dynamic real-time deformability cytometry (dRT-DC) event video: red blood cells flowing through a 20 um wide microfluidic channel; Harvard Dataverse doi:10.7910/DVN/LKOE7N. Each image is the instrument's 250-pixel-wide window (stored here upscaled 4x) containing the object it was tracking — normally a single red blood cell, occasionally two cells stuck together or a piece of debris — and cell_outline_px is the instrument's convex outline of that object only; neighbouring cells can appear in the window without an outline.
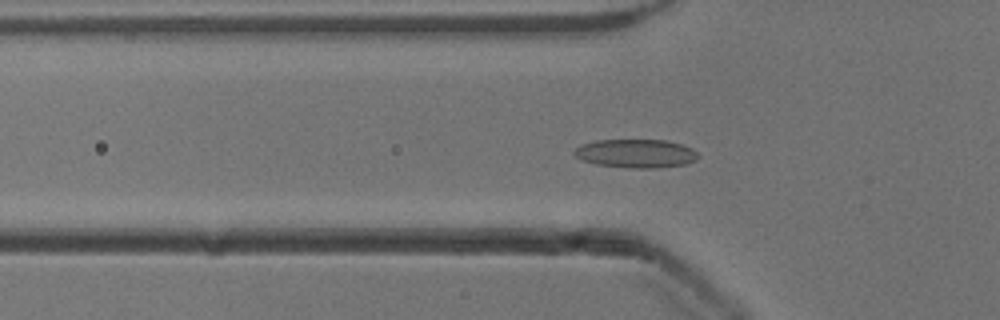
{"species": "common noctule bat (a hibernating species)", "species_latin": "Nyctalus noctula", "temperature_condition": "cold", "stored_images_in_passage": 38, "camera_frame_rate_fps": 3000, "um_per_image_px": 0.085, "animal": {"sex": "male", "body_mass_g": 13.3}, "frame": {"image": 1, "passage_image": 3, "time_ms": 0.667, "image_size_px": [1000, 320], "cell_outline_px": [[700, 156], [696, 160], [684, 164], [656, 168], [632, 168], [596, 164], [580, 160], [572, 152], [580, 144], [596, 140], [664, 140], [680, 144], [692, 148]], "centroid_in_image_um": [54.02, 13.04], "position_along_channel_um": 71.8, "area_um2": 20.63}}
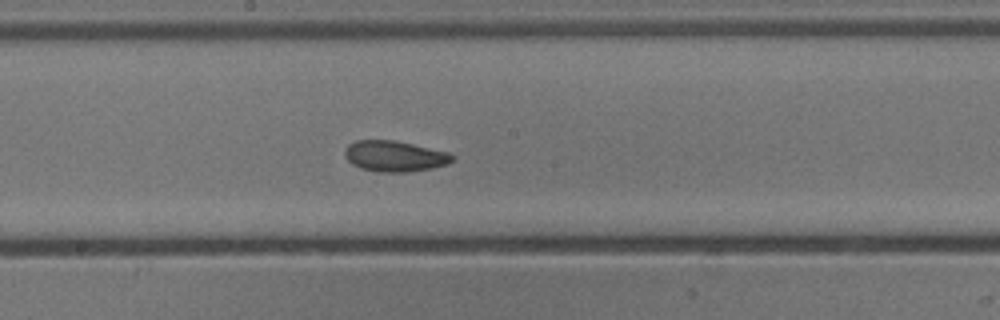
{"frame": {"image": 2, "passage_image": 14, "time_ms": 4.333, "image_size_px": [1000, 320], "cell_outline_px": [[456, 156], [448, 164], [432, 168], [404, 172], [380, 172], [360, 168], [352, 164], [344, 156], [344, 148], [348, 144], [356, 140], [396, 140], [448, 152]], "centroid_in_image_um": [33.52, 13.26], "position_along_channel_um": 214.7, "area_um2": 19.42}}
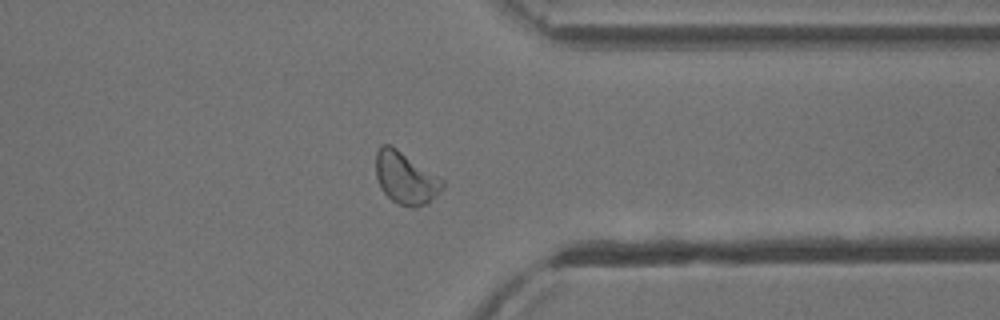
{"frame": {"image": 3, "passage_image": 27, "time_ms": 8.667, "image_size_px": [1000, 320], "cell_outline_px": [[444, 188], [428, 204], [416, 208], [412, 208], [400, 204], [392, 200], [380, 188], [376, 176], [376, 152], [380, 144], [388, 144], [396, 148], [440, 176], [444, 180]], "centroid_in_image_um": [34.5, 15.14], "position_along_channel_um": 376.9, "area_um2": 20.46}, "authors_computed_cell_mechanics": {"area_um2": 19.1607, "velocity_mm_per_s": 3.8697, "shape_relaxation_time_tau1_ms": 3.2751, "shape_relaxation_time_tau2_ms": 2.5245, "deformation_change_tau1": 0.1203, "deformation_change_tau2": 0.0808}}